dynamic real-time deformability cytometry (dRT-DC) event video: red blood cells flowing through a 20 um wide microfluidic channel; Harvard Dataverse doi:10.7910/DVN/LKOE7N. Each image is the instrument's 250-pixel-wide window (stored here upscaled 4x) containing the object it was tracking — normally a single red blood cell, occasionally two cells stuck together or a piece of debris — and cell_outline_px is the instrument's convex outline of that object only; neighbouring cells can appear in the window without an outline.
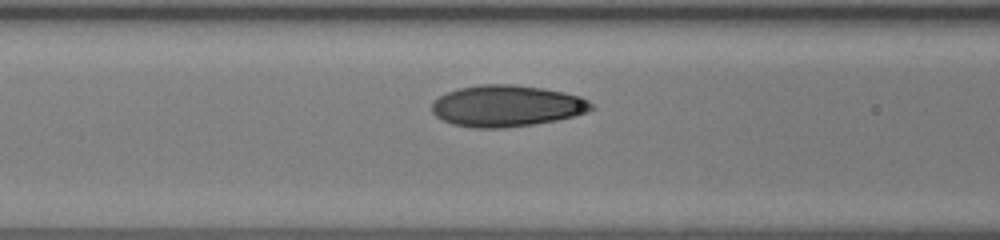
{"species": "human", "species_latin": "Homo sapiens", "temperature_condition": "room temperature", "stored_images_in_passage": 7, "camera_frame_rate_fps": 3000, "um_per_image_px": 0.085, "donor": {"sex": "female"}, "frame": {"image": 1, "passage_image": 5, "time_ms": 1.333, "image_size_px": [1000, 240], "cell_outline_px": [[596, 108], [588, 112], [556, 120], [532, 124], [504, 128], [472, 128], [452, 124], [436, 116], [432, 112], [432, 104], [440, 96], [448, 92], [460, 88], [480, 84], [512, 84], [544, 88], [580, 96], [588, 100]], "centroid_in_image_um": [43.09, 9.0], "position_along_channel_um": 123.5, "area_um2": 38.44}}